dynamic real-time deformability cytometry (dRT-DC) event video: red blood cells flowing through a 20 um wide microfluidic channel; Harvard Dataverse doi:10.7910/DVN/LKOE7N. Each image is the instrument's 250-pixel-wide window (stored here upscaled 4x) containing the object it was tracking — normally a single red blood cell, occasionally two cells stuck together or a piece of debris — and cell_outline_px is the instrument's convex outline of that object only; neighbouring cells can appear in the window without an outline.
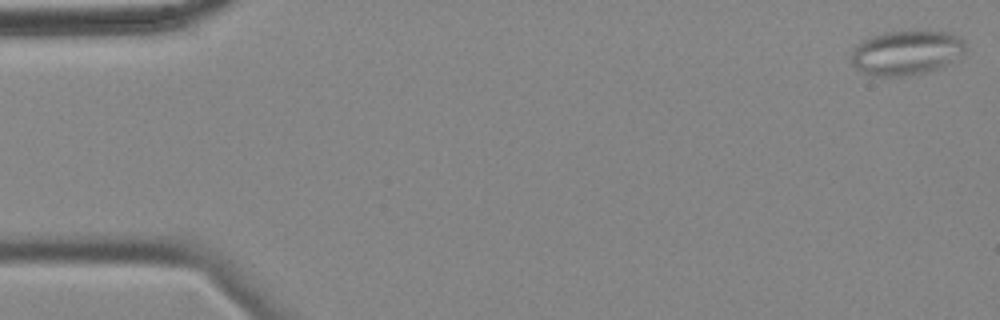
{"species": "common noctule bat (a hibernating species)", "species_latin": "Nyctalus noctula", "temperature_condition": "cold", "stored_images_in_passage": 57, "camera_frame_rate_fps": 3000, "um_per_image_px": 0.085, "animal": {"sex": "female", "body_mass_g": 18.4}, "frame": {"image": 1, "passage_image": 1, "time_ms": 0.0, "image_size_px": [1000, 320], "cell_outline_px": [[964, 52], [944, 68], [908, 76], [872, 76], [860, 72], [852, 64], [852, 52], [856, 44], [860, 40], [884, 32], [924, 28], [948, 32], [960, 36], [964, 40]], "centroid_in_image_um": [77.06, 4.44], "position_along_channel_um": 7.9, "area_um2": 30.75}}
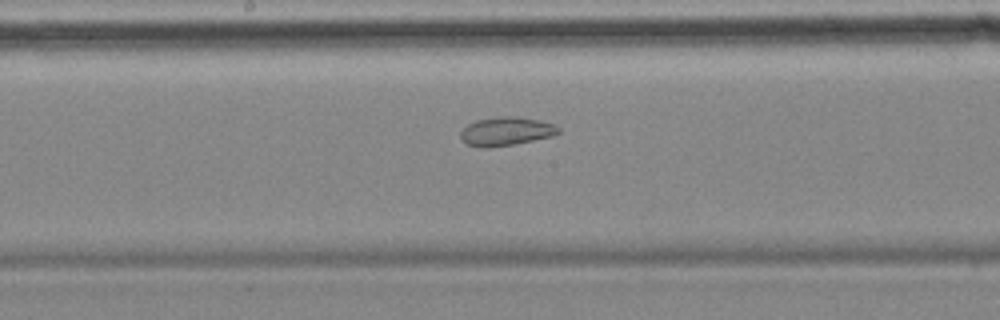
{"frame": {"image": 2, "passage_image": 29, "time_ms": 9.333, "image_size_px": [1000, 320], "cell_outline_px": [[560, 132], [552, 136], [516, 144], [484, 148], [464, 144], [460, 136], [460, 132], [468, 124], [476, 120], [504, 116], [516, 116], [540, 120], [552, 124], [560, 128]], "centroid_in_image_um": [43.0, 11.17], "position_along_channel_um": 205.2, "area_um2": 16.36}}
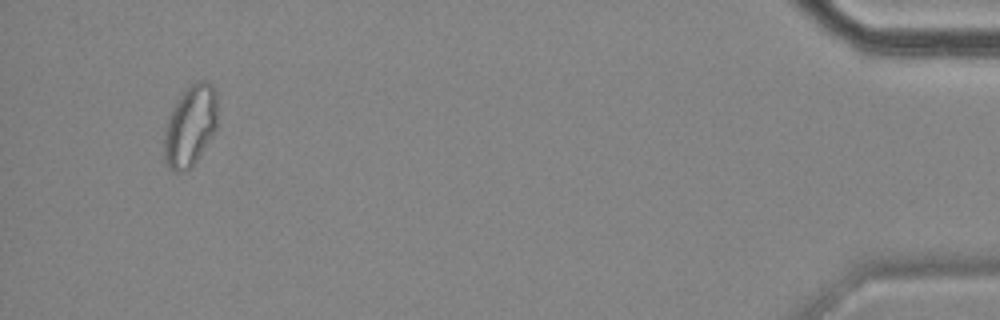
{"frame": {"image": 3, "passage_image": 54, "time_ms": 17.667, "image_size_px": [1000, 320], "cell_outline_px": [[216, 128], [212, 136], [188, 172], [172, 172], [168, 168], [164, 160], [164, 128], [168, 116], [176, 100], [192, 84], [200, 80], [204, 80], [212, 84], [216, 92]], "centroid_in_image_um": [16.14, 10.73], "position_along_channel_um": 419.1, "area_um2": 25.32}, "authors_computed_cell_mechanics": {"area_um2": 22.5998, "velocity_mm_per_s": 3.4937, "shape_relaxation_time_tau1_ms": null, "shape_relaxation_time_tau2_ms": 3.1102, "deformation_change_tau1": null, "deformation_change_tau2": 0.0806}}